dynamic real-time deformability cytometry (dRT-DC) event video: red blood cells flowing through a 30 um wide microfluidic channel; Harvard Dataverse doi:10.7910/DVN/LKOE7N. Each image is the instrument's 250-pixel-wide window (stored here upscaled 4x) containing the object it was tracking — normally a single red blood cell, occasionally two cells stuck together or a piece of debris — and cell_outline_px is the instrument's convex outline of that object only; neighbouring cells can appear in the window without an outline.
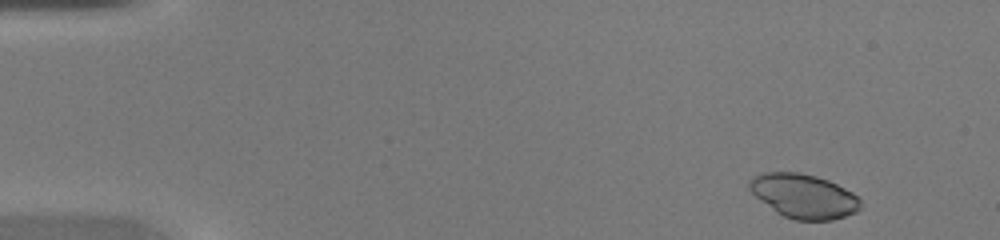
{"species": "common noctule bat (a hibernating species)", "species_latin": "Nyctalus noctula", "temperature_condition": "warm", "stored_images_in_passage": 43, "camera_frame_rate_fps": 3000, "um_per_image_px": 0.085, "animal": {"sex": "female", "body_mass_g": 20.0, "forearm_length_mm": 54.0}, "frame": {"image": 1, "passage_image": 2, "time_ms": 0.333, "image_size_px": [1000, 240], "cell_outline_px": [[860, 208], [856, 212], [832, 220], [796, 220], [784, 216], [776, 212], [756, 196], [748, 188], [748, 184], [752, 176], [764, 172], [800, 172], [816, 176], [828, 180], [852, 192], [860, 200]], "centroid_in_image_um": [68.3, 16.66], "position_along_channel_um": 16.7, "area_um2": 28.44}}